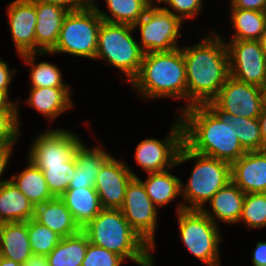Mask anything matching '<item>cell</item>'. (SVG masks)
Wrapping results in <instances>:
<instances>
[{
    "label": "cell",
    "mask_w": 266,
    "mask_h": 266,
    "mask_svg": "<svg viewBox=\"0 0 266 266\" xmlns=\"http://www.w3.org/2000/svg\"><path fill=\"white\" fill-rule=\"evenodd\" d=\"M245 195L237 185L230 181L207 203L211 211L205 207L202 212L217 225L219 221L226 224L239 223Z\"/></svg>",
    "instance_id": "19"
},
{
    "label": "cell",
    "mask_w": 266,
    "mask_h": 266,
    "mask_svg": "<svg viewBox=\"0 0 266 266\" xmlns=\"http://www.w3.org/2000/svg\"><path fill=\"white\" fill-rule=\"evenodd\" d=\"M240 222L246 224L249 229L266 228V193L245 195Z\"/></svg>",
    "instance_id": "33"
},
{
    "label": "cell",
    "mask_w": 266,
    "mask_h": 266,
    "mask_svg": "<svg viewBox=\"0 0 266 266\" xmlns=\"http://www.w3.org/2000/svg\"><path fill=\"white\" fill-rule=\"evenodd\" d=\"M260 42L262 45V49L266 55V32L261 36Z\"/></svg>",
    "instance_id": "48"
},
{
    "label": "cell",
    "mask_w": 266,
    "mask_h": 266,
    "mask_svg": "<svg viewBox=\"0 0 266 266\" xmlns=\"http://www.w3.org/2000/svg\"><path fill=\"white\" fill-rule=\"evenodd\" d=\"M179 114L183 143L193 152L230 164L246 153L231 121L209 105H193Z\"/></svg>",
    "instance_id": "2"
},
{
    "label": "cell",
    "mask_w": 266,
    "mask_h": 266,
    "mask_svg": "<svg viewBox=\"0 0 266 266\" xmlns=\"http://www.w3.org/2000/svg\"><path fill=\"white\" fill-rule=\"evenodd\" d=\"M223 39L218 33L210 31L200 42L182 46L187 77V108L208 105L230 76L228 50Z\"/></svg>",
    "instance_id": "1"
},
{
    "label": "cell",
    "mask_w": 266,
    "mask_h": 266,
    "mask_svg": "<svg viewBox=\"0 0 266 266\" xmlns=\"http://www.w3.org/2000/svg\"><path fill=\"white\" fill-rule=\"evenodd\" d=\"M124 261L122 256L89 242L81 266H121Z\"/></svg>",
    "instance_id": "37"
},
{
    "label": "cell",
    "mask_w": 266,
    "mask_h": 266,
    "mask_svg": "<svg viewBox=\"0 0 266 266\" xmlns=\"http://www.w3.org/2000/svg\"><path fill=\"white\" fill-rule=\"evenodd\" d=\"M66 9L68 12L93 6L95 0H41Z\"/></svg>",
    "instance_id": "39"
},
{
    "label": "cell",
    "mask_w": 266,
    "mask_h": 266,
    "mask_svg": "<svg viewBox=\"0 0 266 266\" xmlns=\"http://www.w3.org/2000/svg\"><path fill=\"white\" fill-rule=\"evenodd\" d=\"M82 231L90 243L140 266H154L153 248L129 225L120 209H102Z\"/></svg>",
    "instance_id": "4"
},
{
    "label": "cell",
    "mask_w": 266,
    "mask_h": 266,
    "mask_svg": "<svg viewBox=\"0 0 266 266\" xmlns=\"http://www.w3.org/2000/svg\"><path fill=\"white\" fill-rule=\"evenodd\" d=\"M183 144V125L175 117L169 134L162 140L147 138L140 141L135 149V161L147 173L175 168L180 147Z\"/></svg>",
    "instance_id": "11"
},
{
    "label": "cell",
    "mask_w": 266,
    "mask_h": 266,
    "mask_svg": "<svg viewBox=\"0 0 266 266\" xmlns=\"http://www.w3.org/2000/svg\"><path fill=\"white\" fill-rule=\"evenodd\" d=\"M37 23L35 27L36 53H50L56 46L64 17L68 11L62 7L34 0Z\"/></svg>",
    "instance_id": "18"
},
{
    "label": "cell",
    "mask_w": 266,
    "mask_h": 266,
    "mask_svg": "<svg viewBox=\"0 0 266 266\" xmlns=\"http://www.w3.org/2000/svg\"><path fill=\"white\" fill-rule=\"evenodd\" d=\"M133 177H138L126 162L111 156L101 167L95 181L103 209H120L124 203L125 191Z\"/></svg>",
    "instance_id": "15"
},
{
    "label": "cell",
    "mask_w": 266,
    "mask_h": 266,
    "mask_svg": "<svg viewBox=\"0 0 266 266\" xmlns=\"http://www.w3.org/2000/svg\"><path fill=\"white\" fill-rule=\"evenodd\" d=\"M230 8L266 12V0H230Z\"/></svg>",
    "instance_id": "41"
},
{
    "label": "cell",
    "mask_w": 266,
    "mask_h": 266,
    "mask_svg": "<svg viewBox=\"0 0 266 266\" xmlns=\"http://www.w3.org/2000/svg\"><path fill=\"white\" fill-rule=\"evenodd\" d=\"M26 168L19 174L11 176L10 180L34 204H43L54 198L48 189L43 172L29 159Z\"/></svg>",
    "instance_id": "27"
},
{
    "label": "cell",
    "mask_w": 266,
    "mask_h": 266,
    "mask_svg": "<svg viewBox=\"0 0 266 266\" xmlns=\"http://www.w3.org/2000/svg\"><path fill=\"white\" fill-rule=\"evenodd\" d=\"M231 40H260L266 32V12L230 8Z\"/></svg>",
    "instance_id": "29"
},
{
    "label": "cell",
    "mask_w": 266,
    "mask_h": 266,
    "mask_svg": "<svg viewBox=\"0 0 266 266\" xmlns=\"http://www.w3.org/2000/svg\"><path fill=\"white\" fill-rule=\"evenodd\" d=\"M88 243V237L82 230L75 235L61 238L46 256L48 266H81Z\"/></svg>",
    "instance_id": "28"
},
{
    "label": "cell",
    "mask_w": 266,
    "mask_h": 266,
    "mask_svg": "<svg viewBox=\"0 0 266 266\" xmlns=\"http://www.w3.org/2000/svg\"><path fill=\"white\" fill-rule=\"evenodd\" d=\"M60 199L72 213L74 220L82 228L103 209L94 187L67 189Z\"/></svg>",
    "instance_id": "24"
},
{
    "label": "cell",
    "mask_w": 266,
    "mask_h": 266,
    "mask_svg": "<svg viewBox=\"0 0 266 266\" xmlns=\"http://www.w3.org/2000/svg\"><path fill=\"white\" fill-rule=\"evenodd\" d=\"M28 236L32 254L47 256L60 242L61 236L33 218L28 220Z\"/></svg>",
    "instance_id": "34"
},
{
    "label": "cell",
    "mask_w": 266,
    "mask_h": 266,
    "mask_svg": "<svg viewBox=\"0 0 266 266\" xmlns=\"http://www.w3.org/2000/svg\"><path fill=\"white\" fill-rule=\"evenodd\" d=\"M203 0H161L159 5L162 3L166 6H162L165 10L172 12L182 22L185 19H190L201 13L204 8ZM169 7V8H168Z\"/></svg>",
    "instance_id": "38"
},
{
    "label": "cell",
    "mask_w": 266,
    "mask_h": 266,
    "mask_svg": "<svg viewBox=\"0 0 266 266\" xmlns=\"http://www.w3.org/2000/svg\"><path fill=\"white\" fill-rule=\"evenodd\" d=\"M158 208L146 193L143 183L133 177L125 191L121 212L131 228L155 249ZM155 233V234H154Z\"/></svg>",
    "instance_id": "14"
},
{
    "label": "cell",
    "mask_w": 266,
    "mask_h": 266,
    "mask_svg": "<svg viewBox=\"0 0 266 266\" xmlns=\"http://www.w3.org/2000/svg\"><path fill=\"white\" fill-rule=\"evenodd\" d=\"M10 93L0 92V112H18V101L9 99Z\"/></svg>",
    "instance_id": "43"
},
{
    "label": "cell",
    "mask_w": 266,
    "mask_h": 266,
    "mask_svg": "<svg viewBox=\"0 0 266 266\" xmlns=\"http://www.w3.org/2000/svg\"><path fill=\"white\" fill-rule=\"evenodd\" d=\"M18 112H0V146L14 148V144L19 141L20 120Z\"/></svg>",
    "instance_id": "36"
},
{
    "label": "cell",
    "mask_w": 266,
    "mask_h": 266,
    "mask_svg": "<svg viewBox=\"0 0 266 266\" xmlns=\"http://www.w3.org/2000/svg\"><path fill=\"white\" fill-rule=\"evenodd\" d=\"M260 126H261V134L263 141V150H266V103L263 107L262 113L259 117Z\"/></svg>",
    "instance_id": "46"
},
{
    "label": "cell",
    "mask_w": 266,
    "mask_h": 266,
    "mask_svg": "<svg viewBox=\"0 0 266 266\" xmlns=\"http://www.w3.org/2000/svg\"><path fill=\"white\" fill-rule=\"evenodd\" d=\"M70 87L31 88L26 100L27 106L37 110L50 122L56 120L65 111L74 107Z\"/></svg>",
    "instance_id": "20"
},
{
    "label": "cell",
    "mask_w": 266,
    "mask_h": 266,
    "mask_svg": "<svg viewBox=\"0 0 266 266\" xmlns=\"http://www.w3.org/2000/svg\"><path fill=\"white\" fill-rule=\"evenodd\" d=\"M225 42L229 56L230 76L238 81L264 89L266 55L260 40H229Z\"/></svg>",
    "instance_id": "13"
},
{
    "label": "cell",
    "mask_w": 266,
    "mask_h": 266,
    "mask_svg": "<svg viewBox=\"0 0 266 266\" xmlns=\"http://www.w3.org/2000/svg\"><path fill=\"white\" fill-rule=\"evenodd\" d=\"M33 219L49 227L62 238L75 235L82 230L60 197L36 205Z\"/></svg>",
    "instance_id": "22"
},
{
    "label": "cell",
    "mask_w": 266,
    "mask_h": 266,
    "mask_svg": "<svg viewBox=\"0 0 266 266\" xmlns=\"http://www.w3.org/2000/svg\"><path fill=\"white\" fill-rule=\"evenodd\" d=\"M102 21L94 6L68 12L62 22L59 40L48 54L65 53L95 59Z\"/></svg>",
    "instance_id": "8"
},
{
    "label": "cell",
    "mask_w": 266,
    "mask_h": 266,
    "mask_svg": "<svg viewBox=\"0 0 266 266\" xmlns=\"http://www.w3.org/2000/svg\"><path fill=\"white\" fill-rule=\"evenodd\" d=\"M8 25L18 55L36 53L34 0H14L7 6Z\"/></svg>",
    "instance_id": "16"
},
{
    "label": "cell",
    "mask_w": 266,
    "mask_h": 266,
    "mask_svg": "<svg viewBox=\"0 0 266 266\" xmlns=\"http://www.w3.org/2000/svg\"><path fill=\"white\" fill-rule=\"evenodd\" d=\"M12 150H13V148H5V149H2L0 151V178H2L1 176L5 172L6 166L9 164ZM8 181H10V179L9 180L8 179L7 180H1L0 179V185L5 183V182H8Z\"/></svg>",
    "instance_id": "44"
},
{
    "label": "cell",
    "mask_w": 266,
    "mask_h": 266,
    "mask_svg": "<svg viewBox=\"0 0 266 266\" xmlns=\"http://www.w3.org/2000/svg\"><path fill=\"white\" fill-rule=\"evenodd\" d=\"M252 252L253 266H266V242H257Z\"/></svg>",
    "instance_id": "42"
},
{
    "label": "cell",
    "mask_w": 266,
    "mask_h": 266,
    "mask_svg": "<svg viewBox=\"0 0 266 266\" xmlns=\"http://www.w3.org/2000/svg\"><path fill=\"white\" fill-rule=\"evenodd\" d=\"M266 103L263 88L229 76L218 95L208 104L218 114L259 118Z\"/></svg>",
    "instance_id": "10"
},
{
    "label": "cell",
    "mask_w": 266,
    "mask_h": 266,
    "mask_svg": "<svg viewBox=\"0 0 266 266\" xmlns=\"http://www.w3.org/2000/svg\"><path fill=\"white\" fill-rule=\"evenodd\" d=\"M31 255L28 221L0 224V256L23 265Z\"/></svg>",
    "instance_id": "23"
},
{
    "label": "cell",
    "mask_w": 266,
    "mask_h": 266,
    "mask_svg": "<svg viewBox=\"0 0 266 266\" xmlns=\"http://www.w3.org/2000/svg\"><path fill=\"white\" fill-rule=\"evenodd\" d=\"M102 146L88 148L82 142L76 152V169L68 189L95 187L96 177L103 164L112 156Z\"/></svg>",
    "instance_id": "21"
},
{
    "label": "cell",
    "mask_w": 266,
    "mask_h": 266,
    "mask_svg": "<svg viewBox=\"0 0 266 266\" xmlns=\"http://www.w3.org/2000/svg\"><path fill=\"white\" fill-rule=\"evenodd\" d=\"M180 240L195 258L206 266H221L219 245L221 231L202 210L177 212Z\"/></svg>",
    "instance_id": "7"
},
{
    "label": "cell",
    "mask_w": 266,
    "mask_h": 266,
    "mask_svg": "<svg viewBox=\"0 0 266 266\" xmlns=\"http://www.w3.org/2000/svg\"><path fill=\"white\" fill-rule=\"evenodd\" d=\"M169 170L147 173L146 180L137 177L144 185L147 195L153 204L159 208L166 206L181 195V179Z\"/></svg>",
    "instance_id": "26"
},
{
    "label": "cell",
    "mask_w": 266,
    "mask_h": 266,
    "mask_svg": "<svg viewBox=\"0 0 266 266\" xmlns=\"http://www.w3.org/2000/svg\"><path fill=\"white\" fill-rule=\"evenodd\" d=\"M110 15L93 4L103 21L134 26L145 14L150 2L147 0H105Z\"/></svg>",
    "instance_id": "30"
},
{
    "label": "cell",
    "mask_w": 266,
    "mask_h": 266,
    "mask_svg": "<svg viewBox=\"0 0 266 266\" xmlns=\"http://www.w3.org/2000/svg\"><path fill=\"white\" fill-rule=\"evenodd\" d=\"M76 169V156L62 165L47 166L43 170L49 191L54 197H60L68 188Z\"/></svg>",
    "instance_id": "35"
},
{
    "label": "cell",
    "mask_w": 266,
    "mask_h": 266,
    "mask_svg": "<svg viewBox=\"0 0 266 266\" xmlns=\"http://www.w3.org/2000/svg\"><path fill=\"white\" fill-rule=\"evenodd\" d=\"M148 2H150L151 4H160L161 0H147Z\"/></svg>",
    "instance_id": "49"
},
{
    "label": "cell",
    "mask_w": 266,
    "mask_h": 266,
    "mask_svg": "<svg viewBox=\"0 0 266 266\" xmlns=\"http://www.w3.org/2000/svg\"><path fill=\"white\" fill-rule=\"evenodd\" d=\"M48 53H26L19 55L23 62L30 65L28 72H30V88L40 87H69L63 81L62 72L54 63L40 62L36 64L37 57L46 55Z\"/></svg>",
    "instance_id": "31"
},
{
    "label": "cell",
    "mask_w": 266,
    "mask_h": 266,
    "mask_svg": "<svg viewBox=\"0 0 266 266\" xmlns=\"http://www.w3.org/2000/svg\"><path fill=\"white\" fill-rule=\"evenodd\" d=\"M16 70H11L6 61L0 58V92L10 93L9 86L12 83Z\"/></svg>",
    "instance_id": "40"
},
{
    "label": "cell",
    "mask_w": 266,
    "mask_h": 266,
    "mask_svg": "<svg viewBox=\"0 0 266 266\" xmlns=\"http://www.w3.org/2000/svg\"><path fill=\"white\" fill-rule=\"evenodd\" d=\"M83 142L68 129L52 128L39 133L28 149V159L41 171L47 166L62 165L70 161Z\"/></svg>",
    "instance_id": "12"
},
{
    "label": "cell",
    "mask_w": 266,
    "mask_h": 266,
    "mask_svg": "<svg viewBox=\"0 0 266 266\" xmlns=\"http://www.w3.org/2000/svg\"><path fill=\"white\" fill-rule=\"evenodd\" d=\"M134 30L131 25L102 21L98 32L95 59L125 74L127 83L138 75L144 57V51L133 37Z\"/></svg>",
    "instance_id": "6"
},
{
    "label": "cell",
    "mask_w": 266,
    "mask_h": 266,
    "mask_svg": "<svg viewBox=\"0 0 266 266\" xmlns=\"http://www.w3.org/2000/svg\"><path fill=\"white\" fill-rule=\"evenodd\" d=\"M35 206L10 180L0 185V224L27 222L34 217Z\"/></svg>",
    "instance_id": "25"
},
{
    "label": "cell",
    "mask_w": 266,
    "mask_h": 266,
    "mask_svg": "<svg viewBox=\"0 0 266 266\" xmlns=\"http://www.w3.org/2000/svg\"><path fill=\"white\" fill-rule=\"evenodd\" d=\"M183 22L158 4H151L144 16L133 26L139 28V46L144 53L169 52L180 48L178 38Z\"/></svg>",
    "instance_id": "9"
},
{
    "label": "cell",
    "mask_w": 266,
    "mask_h": 266,
    "mask_svg": "<svg viewBox=\"0 0 266 266\" xmlns=\"http://www.w3.org/2000/svg\"><path fill=\"white\" fill-rule=\"evenodd\" d=\"M0 266H23L13 260L5 259L0 256Z\"/></svg>",
    "instance_id": "47"
},
{
    "label": "cell",
    "mask_w": 266,
    "mask_h": 266,
    "mask_svg": "<svg viewBox=\"0 0 266 266\" xmlns=\"http://www.w3.org/2000/svg\"><path fill=\"white\" fill-rule=\"evenodd\" d=\"M130 85L143 100L183 99L187 108V77L182 47L169 52L144 53L138 75Z\"/></svg>",
    "instance_id": "3"
},
{
    "label": "cell",
    "mask_w": 266,
    "mask_h": 266,
    "mask_svg": "<svg viewBox=\"0 0 266 266\" xmlns=\"http://www.w3.org/2000/svg\"><path fill=\"white\" fill-rule=\"evenodd\" d=\"M192 159H195L194 167L187 183L181 181L182 201L177 205L176 212L202 210L214 194L231 181L230 163L195 153L183 143L176 165Z\"/></svg>",
    "instance_id": "5"
},
{
    "label": "cell",
    "mask_w": 266,
    "mask_h": 266,
    "mask_svg": "<svg viewBox=\"0 0 266 266\" xmlns=\"http://www.w3.org/2000/svg\"><path fill=\"white\" fill-rule=\"evenodd\" d=\"M23 266H48L47 257L45 255L32 254Z\"/></svg>",
    "instance_id": "45"
},
{
    "label": "cell",
    "mask_w": 266,
    "mask_h": 266,
    "mask_svg": "<svg viewBox=\"0 0 266 266\" xmlns=\"http://www.w3.org/2000/svg\"><path fill=\"white\" fill-rule=\"evenodd\" d=\"M223 115L231 121L235 135L246 152L263 150V141L259 118H245L231 114Z\"/></svg>",
    "instance_id": "32"
},
{
    "label": "cell",
    "mask_w": 266,
    "mask_h": 266,
    "mask_svg": "<svg viewBox=\"0 0 266 266\" xmlns=\"http://www.w3.org/2000/svg\"><path fill=\"white\" fill-rule=\"evenodd\" d=\"M231 181L245 194L266 193V150L246 152L233 162Z\"/></svg>",
    "instance_id": "17"
}]
</instances>
